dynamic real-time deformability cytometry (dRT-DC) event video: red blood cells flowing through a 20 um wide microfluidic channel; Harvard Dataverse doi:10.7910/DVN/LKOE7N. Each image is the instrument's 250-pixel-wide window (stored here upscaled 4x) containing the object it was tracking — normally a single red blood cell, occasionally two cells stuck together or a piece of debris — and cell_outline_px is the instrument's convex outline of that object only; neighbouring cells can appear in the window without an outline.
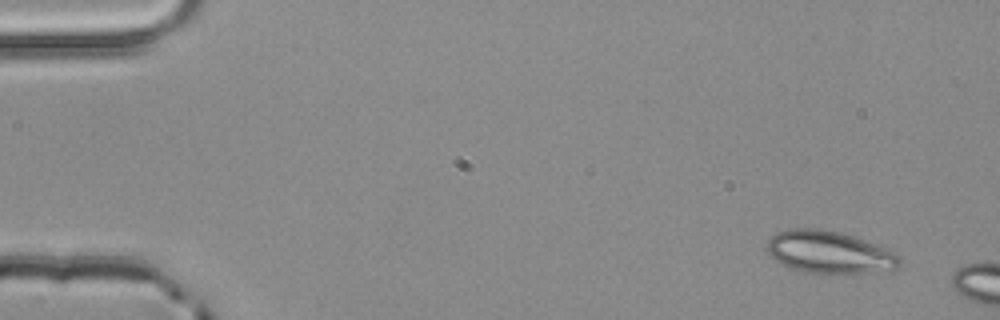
{"species": "common noctule bat (a hibernating species)", "species_latin": "Nyctalus noctula", "temperature_condition": "room temperature", "stored_images_in_passage": 2, "camera_frame_rate_fps": 3000, "um_per_image_px": 0.085, "animal": {"sex": "male", "body_mass_g": 20.4}, "frame": {"image": 1, "passage_image": 1, "time_ms": 0.0, "image_size_px": [1000, 320], "cell_outline_px": [[900, 268], [872, 272], [804, 272], [784, 264], [776, 260], [764, 248], [768, 240], [772, 236], [788, 228], [816, 228], [840, 232], [864, 240], [884, 248], [900, 256]], "centroid_in_image_um": [70.47, 21.41], "position_along_channel_um": 14.5, "area_um2": 32.08}}